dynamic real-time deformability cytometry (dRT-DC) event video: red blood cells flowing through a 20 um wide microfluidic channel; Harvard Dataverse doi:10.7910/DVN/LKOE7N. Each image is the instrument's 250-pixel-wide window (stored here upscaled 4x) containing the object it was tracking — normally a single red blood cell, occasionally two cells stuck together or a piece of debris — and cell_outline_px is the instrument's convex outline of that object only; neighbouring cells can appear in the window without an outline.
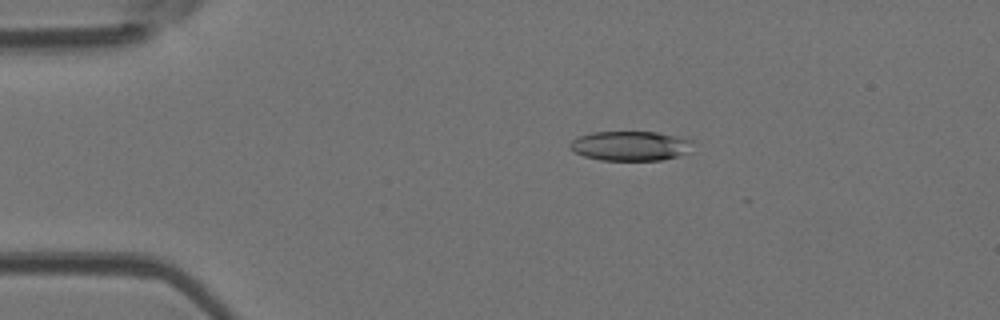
{"species": "Egyptian fruit bat (a non-hibernating species)", "species_latin": "Rousettus aegyptiacus", "temperature_condition": "room temperature", "stored_images_in_passage": 4, "camera_frame_rate_fps": 3000, "um_per_image_px": 0.085, "animal": {"sex": "female"}, "frame": {"image": 1, "passage_image": 2, "time_ms": 0.333, "image_size_px": [1000, 320], "cell_outline_px": [[696, 152], [660, 160], [600, 160], [584, 156], [576, 152], [568, 144], [572, 140], [580, 136], [592, 132], [656, 132], [696, 140]], "centroid_in_image_um": [53.73, 12.4], "position_along_channel_um": 31.3, "area_um2": 21.62}}
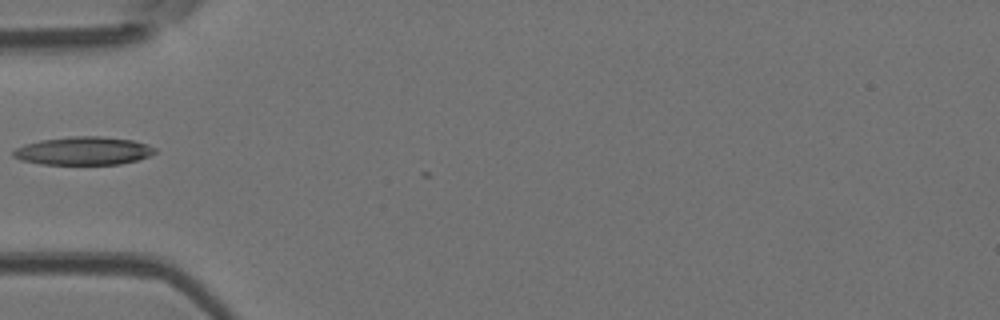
{"frame": {"image": 2, "passage_image": 4, "time_ms": 1.0, "image_size_px": [1000, 320], "cell_outline_px": [[156, 152], [148, 156], [136, 160], [120, 164], [40, 164], [20, 160], [12, 156], [12, 152], [16, 148], [40, 140], [68, 136], [100, 136], [132, 140], [148, 144], [156, 148]], "centroid_in_image_um": [7.09, 12.82], "position_along_channel_um": 77.9, "area_um2": 23.24}}